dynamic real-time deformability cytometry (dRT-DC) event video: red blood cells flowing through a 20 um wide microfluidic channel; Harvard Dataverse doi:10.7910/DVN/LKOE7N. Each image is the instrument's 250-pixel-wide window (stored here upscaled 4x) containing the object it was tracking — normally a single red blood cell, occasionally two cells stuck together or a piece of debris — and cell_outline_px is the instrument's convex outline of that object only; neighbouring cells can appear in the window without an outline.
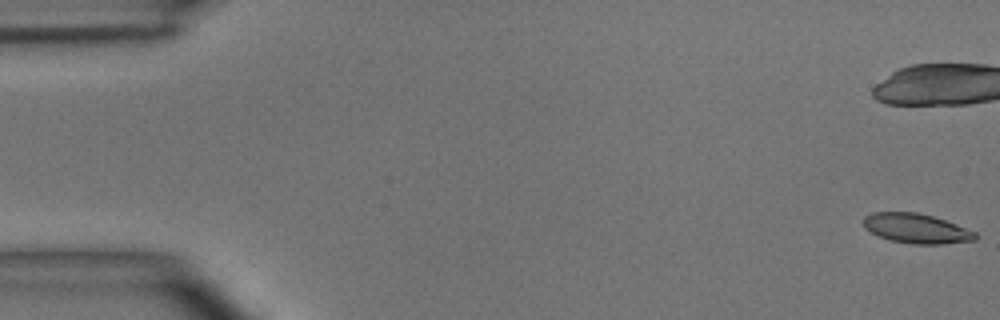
{"species": "common noctule bat (a hibernating species)", "species_latin": "Nyctalus noctula", "temperature_condition": "room temperature", "stored_images_in_passage": 16, "camera_frame_rate_fps": 3000, "um_per_image_px": 0.085, "animal": {"sex": "male", "body_mass_g": 15.6}, "frame": {"image": 1, "passage_image": 1, "time_ms": 0.0, "image_size_px": [1000, 320], "cell_outline_px": [[980, 236], [976, 240], [940, 244], [912, 244], [888, 240], [876, 236], [864, 228], [864, 216], [872, 212], [916, 212], [932, 216], [956, 224], [976, 232]], "centroid_in_image_um": [77.87, 19.43], "position_along_channel_um": 7.1, "area_um2": 19.54}}